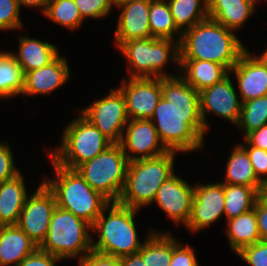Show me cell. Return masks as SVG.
<instances>
[{
	"label": "cell",
	"instance_id": "cell-23",
	"mask_svg": "<svg viewBox=\"0 0 267 266\" xmlns=\"http://www.w3.org/2000/svg\"><path fill=\"white\" fill-rule=\"evenodd\" d=\"M23 174L0 182V225H17L28 192Z\"/></svg>",
	"mask_w": 267,
	"mask_h": 266
},
{
	"label": "cell",
	"instance_id": "cell-1",
	"mask_svg": "<svg viewBox=\"0 0 267 266\" xmlns=\"http://www.w3.org/2000/svg\"><path fill=\"white\" fill-rule=\"evenodd\" d=\"M162 97L150 120L168 151L191 153L205 147L207 131L200 113L199 92L180 75L161 77Z\"/></svg>",
	"mask_w": 267,
	"mask_h": 266
},
{
	"label": "cell",
	"instance_id": "cell-30",
	"mask_svg": "<svg viewBox=\"0 0 267 266\" xmlns=\"http://www.w3.org/2000/svg\"><path fill=\"white\" fill-rule=\"evenodd\" d=\"M149 26L151 37L181 40L182 32L174 22L167 0H151Z\"/></svg>",
	"mask_w": 267,
	"mask_h": 266
},
{
	"label": "cell",
	"instance_id": "cell-21",
	"mask_svg": "<svg viewBox=\"0 0 267 266\" xmlns=\"http://www.w3.org/2000/svg\"><path fill=\"white\" fill-rule=\"evenodd\" d=\"M208 17L234 32L242 30L247 21L256 13L250 0H207Z\"/></svg>",
	"mask_w": 267,
	"mask_h": 266
},
{
	"label": "cell",
	"instance_id": "cell-28",
	"mask_svg": "<svg viewBox=\"0 0 267 266\" xmlns=\"http://www.w3.org/2000/svg\"><path fill=\"white\" fill-rule=\"evenodd\" d=\"M24 72L10 51H0V100L21 96Z\"/></svg>",
	"mask_w": 267,
	"mask_h": 266
},
{
	"label": "cell",
	"instance_id": "cell-25",
	"mask_svg": "<svg viewBox=\"0 0 267 266\" xmlns=\"http://www.w3.org/2000/svg\"><path fill=\"white\" fill-rule=\"evenodd\" d=\"M229 74L221 64L205 60H180V75L196 91L213 86Z\"/></svg>",
	"mask_w": 267,
	"mask_h": 266
},
{
	"label": "cell",
	"instance_id": "cell-37",
	"mask_svg": "<svg viewBox=\"0 0 267 266\" xmlns=\"http://www.w3.org/2000/svg\"><path fill=\"white\" fill-rule=\"evenodd\" d=\"M14 155L11 145L0 141V182L11 180L21 173L16 167Z\"/></svg>",
	"mask_w": 267,
	"mask_h": 266
},
{
	"label": "cell",
	"instance_id": "cell-15",
	"mask_svg": "<svg viewBox=\"0 0 267 266\" xmlns=\"http://www.w3.org/2000/svg\"><path fill=\"white\" fill-rule=\"evenodd\" d=\"M178 175L175 173L161 185L152 205L156 203L176 227H185L191 215L194 183Z\"/></svg>",
	"mask_w": 267,
	"mask_h": 266
},
{
	"label": "cell",
	"instance_id": "cell-24",
	"mask_svg": "<svg viewBox=\"0 0 267 266\" xmlns=\"http://www.w3.org/2000/svg\"><path fill=\"white\" fill-rule=\"evenodd\" d=\"M228 153L221 183L253 187L261 194L263 183L255 175L247 151L238 143Z\"/></svg>",
	"mask_w": 267,
	"mask_h": 266
},
{
	"label": "cell",
	"instance_id": "cell-43",
	"mask_svg": "<svg viewBox=\"0 0 267 266\" xmlns=\"http://www.w3.org/2000/svg\"><path fill=\"white\" fill-rule=\"evenodd\" d=\"M244 139L255 148L267 150V124L252 131Z\"/></svg>",
	"mask_w": 267,
	"mask_h": 266
},
{
	"label": "cell",
	"instance_id": "cell-32",
	"mask_svg": "<svg viewBox=\"0 0 267 266\" xmlns=\"http://www.w3.org/2000/svg\"><path fill=\"white\" fill-rule=\"evenodd\" d=\"M43 16L72 32L80 29L83 26L82 23L85 21L74 0L49 1Z\"/></svg>",
	"mask_w": 267,
	"mask_h": 266
},
{
	"label": "cell",
	"instance_id": "cell-17",
	"mask_svg": "<svg viewBox=\"0 0 267 266\" xmlns=\"http://www.w3.org/2000/svg\"><path fill=\"white\" fill-rule=\"evenodd\" d=\"M255 53L247 48L229 71L236 78L242 103L267 95V63Z\"/></svg>",
	"mask_w": 267,
	"mask_h": 266
},
{
	"label": "cell",
	"instance_id": "cell-34",
	"mask_svg": "<svg viewBox=\"0 0 267 266\" xmlns=\"http://www.w3.org/2000/svg\"><path fill=\"white\" fill-rule=\"evenodd\" d=\"M17 0H0V31H20L24 27Z\"/></svg>",
	"mask_w": 267,
	"mask_h": 266
},
{
	"label": "cell",
	"instance_id": "cell-38",
	"mask_svg": "<svg viewBox=\"0 0 267 266\" xmlns=\"http://www.w3.org/2000/svg\"><path fill=\"white\" fill-rule=\"evenodd\" d=\"M239 143L246 151L257 178L264 183L267 180V150L251 146L245 139Z\"/></svg>",
	"mask_w": 267,
	"mask_h": 266
},
{
	"label": "cell",
	"instance_id": "cell-14",
	"mask_svg": "<svg viewBox=\"0 0 267 266\" xmlns=\"http://www.w3.org/2000/svg\"><path fill=\"white\" fill-rule=\"evenodd\" d=\"M124 95L129 120L150 119L162 97L161 78H122L117 86Z\"/></svg>",
	"mask_w": 267,
	"mask_h": 266
},
{
	"label": "cell",
	"instance_id": "cell-5",
	"mask_svg": "<svg viewBox=\"0 0 267 266\" xmlns=\"http://www.w3.org/2000/svg\"><path fill=\"white\" fill-rule=\"evenodd\" d=\"M49 159L54 176L46 177L43 182L54 193L56 205L93 225L111 202L95 191L76 170L62 167Z\"/></svg>",
	"mask_w": 267,
	"mask_h": 266
},
{
	"label": "cell",
	"instance_id": "cell-3",
	"mask_svg": "<svg viewBox=\"0 0 267 266\" xmlns=\"http://www.w3.org/2000/svg\"><path fill=\"white\" fill-rule=\"evenodd\" d=\"M139 212L118 202H111L92 225V233L96 234L92 236V250L117 258L138 253L145 239L152 232H158L149 228L146 232L148 235L139 240L135 221Z\"/></svg>",
	"mask_w": 267,
	"mask_h": 266
},
{
	"label": "cell",
	"instance_id": "cell-47",
	"mask_svg": "<svg viewBox=\"0 0 267 266\" xmlns=\"http://www.w3.org/2000/svg\"><path fill=\"white\" fill-rule=\"evenodd\" d=\"M261 195L267 199V180L263 183Z\"/></svg>",
	"mask_w": 267,
	"mask_h": 266
},
{
	"label": "cell",
	"instance_id": "cell-33",
	"mask_svg": "<svg viewBox=\"0 0 267 266\" xmlns=\"http://www.w3.org/2000/svg\"><path fill=\"white\" fill-rule=\"evenodd\" d=\"M265 124H267V95L242 103L236 127L242 132L243 139Z\"/></svg>",
	"mask_w": 267,
	"mask_h": 266
},
{
	"label": "cell",
	"instance_id": "cell-46",
	"mask_svg": "<svg viewBox=\"0 0 267 266\" xmlns=\"http://www.w3.org/2000/svg\"><path fill=\"white\" fill-rule=\"evenodd\" d=\"M108 3L111 5L112 9L115 8H120L121 6L137 1V0H107Z\"/></svg>",
	"mask_w": 267,
	"mask_h": 266
},
{
	"label": "cell",
	"instance_id": "cell-31",
	"mask_svg": "<svg viewBox=\"0 0 267 266\" xmlns=\"http://www.w3.org/2000/svg\"><path fill=\"white\" fill-rule=\"evenodd\" d=\"M225 221L246 213L254 208L260 193L253 187L225 184Z\"/></svg>",
	"mask_w": 267,
	"mask_h": 266
},
{
	"label": "cell",
	"instance_id": "cell-41",
	"mask_svg": "<svg viewBox=\"0 0 267 266\" xmlns=\"http://www.w3.org/2000/svg\"><path fill=\"white\" fill-rule=\"evenodd\" d=\"M78 264V266H120V260L117 257L91 250Z\"/></svg>",
	"mask_w": 267,
	"mask_h": 266
},
{
	"label": "cell",
	"instance_id": "cell-19",
	"mask_svg": "<svg viewBox=\"0 0 267 266\" xmlns=\"http://www.w3.org/2000/svg\"><path fill=\"white\" fill-rule=\"evenodd\" d=\"M151 0H137L118 8L117 26L114 32V46L133 39L151 37L149 11Z\"/></svg>",
	"mask_w": 267,
	"mask_h": 266
},
{
	"label": "cell",
	"instance_id": "cell-18",
	"mask_svg": "<svg viewBox=\"0 0 267 266\" xmlns=\"http://www.w3.org/2000/svg\"><path fill=\"white\" fill-rule=\"evenodd\" d=\"M66 55H59L47 66L25 73L22 97L47 96L66 84L72 77Z\"/></svg>",
	"mask_w": 267,
	"mask_h": 266
},
{
	"label": "cell",
	"instance_id": "cell-48",
	"mask_svg": "<svg viewBox=\"0 0 267 266\" xmlns=\"http://www.w3.org/2000/svg\"><path fill=\"white\" fill-rule=\"evenodd\" d=\"M267 48V47H266ZM259 55L262 57V59L267 63V49H264L263 52L259 53Z\"/></svg>",
	"mask_w": 267,
	"mask_h": 266
},
{
	"label": "cell",
	"instance_id": "cell-22",
	"mask_svg": "<svg viewBox=\"0 0 267 266\" xmlns=\"http://www.w3.org/2000/svg\"><path fill=\"white\" fill-rule=\"evenodd\" d=\"M38 248L17 225L0 227V266H17Z\"/></svg>",
	"mask_w": 267,
	"mask_h": 266
},
{
	"label": "cell",
	"instance_id": "cell-36",
	"mask_svg": "<svg viewBox=\"0 0 267 266\" xmlns=\"http://www.w3.org/2000/svg\"><path fill=\"white\" fill-rule=\"evenodd\" d=\"M169 266H200L194 246L183 243L174 237L173 254Z\"/></svg>",
	"mask_w": 267,
	"mask_h": 266
},
{
	"label": "cell",
	"instance_id": "cell-27",
	"mask_svg": "<svg viewBox=\"0 0 267 266\" xmlns=\"http://www.w3.org/2000/svg\"><path fill=\"white\" fill-rule=\"evenodd\" d=\"M146 266H169L173 254V233L152 232L138 251Z\"/></svg>",
	"mask_w": 267,
	"mask_h": 266
},
{
	"label": "cell",
	"instance_id": "cell-6",
	"mask_svg": "<svg viewBox=\"0 0 267 266\" xmlns=\"http://www.w3.org/2000/svg\"><path fill=\"white\" fill-rule=\"evenodd\" d=\"M118 50L126 59L127 78L171 77L180 74L179 41L169 38L133 39L121 43ZM169 63L175 74L165 69ZM165 69V70H164Z\"/></svg>",
	"mask_w": 267,
	"mask_h": 266
},
{
	"label": "cell",
	"instance_id": "cell-44",
	"mask_svg": "<svg viewBox=\"0 0 267 266\" xmlns=\"http://www.w3.org/2000/svg\"><path fill=\"white\" fill-rule=\"evenodd\" d=\"M20 9H22V7L24 8H36V9H40L41 13L43 14L47 8L48 2L49 0H17Z\"/></svg>",
	"mask_w": 267,
	"mask_h": 266
},
{
	"label": "cell",
	"instance_id": "cell-20",
	"mask_svg": "<svg viewBox=\"0 0 267 266\" xmlns=\"http://www.w3.org/2000/svg\"><path fill=\"white\" fill-rule=\"evenodd\" d=\"M18 51H11L24 74L34 69L47 66L59 55V48L49 41H43L29 35L18 36Z\"/></svg>",
	"mask_w": 267,
	"mask_h": 266
},
{
	"label": "cell",
	"instance_id": "cell-45",
	"mask_svg": "<svg viewBox=\"0 0 267 266\" xmlns=\"http://www.w3.org/2000/svg\"><path fill=\"white\" fill-rule=\"evenodd\" d=\"M120 266H146L139 253L119 258Z\"/></svg>",
	"mask_w": 267,
	"mask_h": 266
},
{
	"label": "cell",
	"instance_id": "cell-16",
	"mask_svg": "<svg viewBox=\"0 0 267 266\" xmlns=\"http://www.w3.org/2000/svg\"><path fill=\"white\" fill-rule=\"evenodd\" d=\"M119 144L129 162L168 152L150 119L129 120Z\"/></svg>",
	"mask_w": 267,
	"mask_h": 266
},
{
	"label": "cell",
	"instance_id": "cell-35",
	"mask_svg": "<svg viewBox=\"0 0 267 266\" xmlns=\"http://www.w3.org/2000/svg\"><path fill=\"white\" fill-rule=\"evenodd\" d=\"M82 18L86 21L102 20L110 15L112 7L107 0H74Z\"/></svg>",
	"mask_w": 267,
	"mask_h": 266
},
{
	"label": "cell",
	"instance_id": "cell-4",
	"mask_svg": "<svg viewBox=\"0 0 267 266\" xmlns=\"http://www.w3.org/2000/svg\"><path fill=\"white\" fill-rule=\"evenodd\" d=\"M177 153L168 151L156 157L130 161L118 203L137 210L151 206L161 185L176 173Z\"/></svg>",
	"mask_w": 267,
	"mask_h": 266
},
{
	"label": "cell",
	"instance_id": "cell-13",
	"mask_svg": "<svg viewBox=\"0 0 267 266\" xmlns=\"http://www.w3.org/2000/svg\"><path fill=\"white\" fill-rule=\"evenodd\" d=\"M224 183L209 182L194 184L190 219L185 226L193 234L211 227L224 218Z\"/></svg>",
	"mask_w": 267,
	"mask_h": 266
},
{
	"label": "cell",
	"instance_id": "cell-7",
	"mask_svg": "<svg viewBox=\"0 0 267 266\" xmlns=\"http://www.w3.org/2000/svg\"><path fill=\"white\" fill-rule=\"evenodd\" d=\"M59 140V145L46 149V155L56 164L73 170L113 144L81 113L66 123Z\"/></svg>",
	"mask_w": 267,
	"mask_h": 266
},
{
	"label": "cell",
	"instance_id": "cell-42",
	"mask_svg": "<svg viewBox=\"0 0 267 266\" xmlns=\"http://www.w3.org/2000/svg\"><path fill=\"white\" fill-rule=\"evenodd\" d=\"M254 208L260 238L262 241H267V199L260 194Z\"/></svg>",
	"mask_w": 267,
	"mask_h": 266
},
{
	"label": "cell",
	"instance_id": "cell-49",
	"mask_svg": "<svg viewBox=\"0 0 267 266\" xmlns=\"http://www.w3.org/2000/svg\"><path fill=\"white\" fill-rule=\"evenodd\" d=\"M255 6H258L257 4L261 3L260 0H250ZM267 0H265L266 2Z\"/></svg>",
	"mask_w": 267,
	"mask_h": 266
},
{
	"label": "cell",
	"instance_id": "cell-10",
	"mask_svg": "<svg viewBox=\"0 0 267 266\" xmlns=\"http://www.w3.org/2000/svg\"><path fill=\"white\" fill-rule=\"evenodd\" d=\"M79 112L113 143L120 142L129 118L124 95L118 87L109 88L105 96L96 98Z\"/></svg>",
	"mask_w": 267,
	"mask_h": 266
},
{
	"label": "cell",
	"instance_id": "cell-40",
	"mask_svg": "<svg viewBox=\"0 0 267 266\" xmlns=\"http://www.w3.org/2000/svg\"><path fill=\"white\" fill-rule=\"evenodd\" d=\"M62 259L39 248L31 255L24 258L17 266H57Z\"/></svg>",
	"mask_w": 267,
	"mask_h": 266
},
{
	"label": "cell",
	"instance_id": "cell-8",
	"mask_svg": "<svg viewBox=\"0 0 267 266\" xmlns=\"http://www.w3.org/2000/svg\"><path fill=\"white\" fill-rule=\"evenodd\" d=\"M92 236V225L56 206L48 234L39 249L63 261L78 258L79 262L92 250Z\"/></svg>",
	"mask_w": 267,
	"mask_h": 266
},
{
	"label": "cell",
	"instance_id": "cell-29",
	"mask_svg": "<svg viewBox=\"0 0 267 266\" xmlns=\"http://www.w3.org/2000/svg\"><path fill=\"white\" fill-rule=\"evenodd\" d=\"M177 28L183 33L208 18L207 0H167Z\"/></svg>",
	"mask_w": 267,
	"mask_h": 266
},
{
	"label": "cell",
	"instance_id": "cell-39",
	"mask_svg": "<svg viewBox=\"0 0 267 266\" xmlns=\"http://www.w3.org/2000/svg\"><path fill=\"white\" fill-rule=\"evenodd\" d=\"M236 255L249 266H267V241L246 246Z\"/></svg>",
	"mask_w": 267,
	"mask_h": 266
},
{
	"label": "cell",
	"instance_id": "cell-26",
	"mask_svg": "<svg viewBox=\"0 0 267 266\" xmlns=\"http://www.w3.org/2000/svg\"><path fill=\"white\" fill-rule=\"evenodd\" d=\"M225 235L234 254L261 241L255 208L226 221Z\"/></svg>",
	"mask_w": 267,
	"mask_h": 266
},
{
	"label": "cell",
	"instance_id": "cell-11",
	"mask_svg": "<svg viewBox=\"0 0 267 266\" xmlns=\"http://www.w3.org/2000/svg\"><path fill=\"white\" fill-rule=\"evenodd\" d=\"M36 187L26 198L17 226L39 247L46 239L57 205L54 193L43 181Z\"/></svg>",
	"mask_w": 267,
	"mask_h": 266
},
{
	"label": "cell",
	"instance_id": "cell-9",
	"mask_svg": "<svg viewBox=\"0 0 267 266\" xmlns=\"http://www.w3.org/2000/svg\"><path fill=\"white\" fill-rule=\"evenodd\" d=\"M128 159L119 143H113L99 155L75 170L110 202H118L126 182Z\"/></svg>",
	"mask_w": 267,
	"mask_h": 266
},
{
	"label": "cell",
	"instance_id": "cell-2",
	"mask_svg": "<svg viewBox=\"0 0 267 266\" xmlns=\"http://www.w3.org/2000/svg\"><path fill=\"white\" fill-rule=\"evenodd\" d=\"M237 35L208 17L182 33L180 60L210 61L230 71L247 49Z\"/></svg>",
	"mask_w": 267,
	"mask_h": 266
},
{
	"label": "cell",
	"instance_id": "cell-12",
	"mask_svg": "<svg viewBox=\"0 0 267 266\" xmlns=\"http://www.w3.org/2000/svg\"><path fill=\"white\" fill-rule=\"evenodd\" d=\"M232 79L234 78L229 73L220 82L199 92L200 113L207 133L211 129V124L207 119L209 118L208 114L216 115L224 121L234 124L233 126L238 124L242 102Z\"/></svg>",
	"mask_w": 267,
	"mask_h": 266
}]
</instances>
